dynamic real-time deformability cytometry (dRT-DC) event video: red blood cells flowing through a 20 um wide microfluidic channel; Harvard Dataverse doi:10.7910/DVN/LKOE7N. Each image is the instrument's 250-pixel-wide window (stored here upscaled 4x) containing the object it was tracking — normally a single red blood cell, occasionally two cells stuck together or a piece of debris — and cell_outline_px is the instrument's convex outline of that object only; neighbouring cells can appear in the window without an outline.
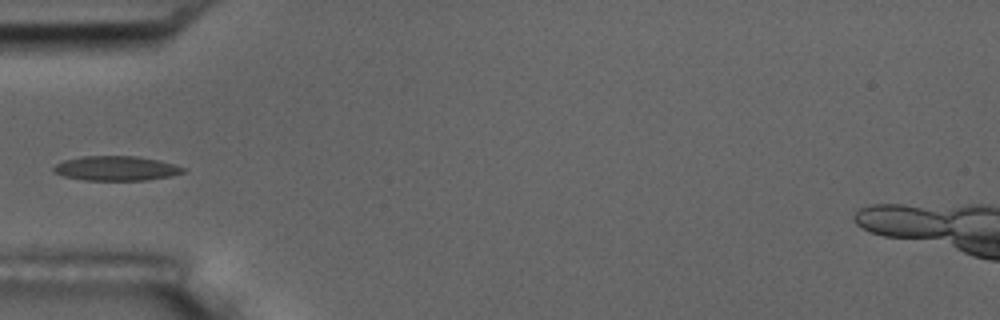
{"species": "common noctule bat (a hibernating species)", "species_latin": "Nyctalus noctula", "temperature_condition": "room temperature", "stored_images_in_passage": 6, "camera_frame_rate_fps": 3000, "um_per_image_px": 0.085, "animal": {"sex": "male", "body_mass_g": 17.5, "forearm_length_mm": 52.3}, "frame": {"image": 1, "passage_image": 6, "time_ms": 5.667, "image_size_px": [1000, 320], "cell_outline_px": [[188, 168], [184, 172], [172, 176], [144, 180], [84, 180], [64, 176], [56, 172], [52, 168], [56, 164], [64, 160], [80, 156], [136, 156], [160, 160]], "centroid_in_image_um": [9.91, 14.3], "position_along_channel_um": 75.1, "area_um2": 18.61}}